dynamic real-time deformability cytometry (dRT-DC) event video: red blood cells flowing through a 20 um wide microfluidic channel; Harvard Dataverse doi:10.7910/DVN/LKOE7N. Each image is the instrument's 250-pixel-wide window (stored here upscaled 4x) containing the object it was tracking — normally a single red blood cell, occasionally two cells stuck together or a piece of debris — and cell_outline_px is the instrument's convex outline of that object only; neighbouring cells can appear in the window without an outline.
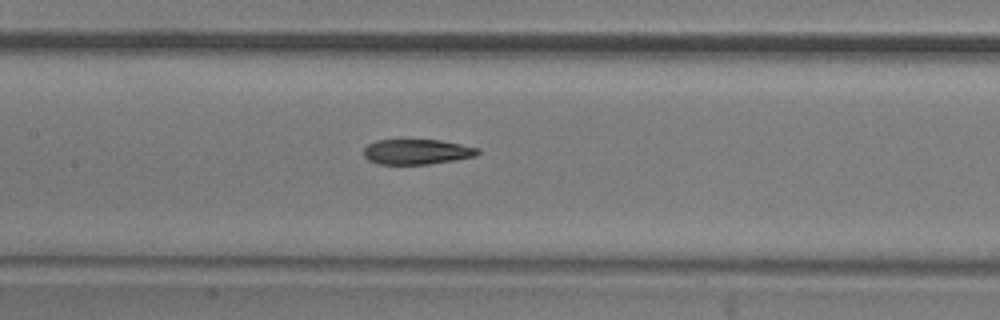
{"species": "common noctule bat (a hibernating species)", "species_latin": "Nyctalus noctula", "temperature_condition": "room temperature", "stored_images_in_passage": 8, "camera_frame_rate_fps": 3000, "um_per_image_px": 0.085, "animal": {"sex": "male", "body_mass_g": 20.5, "forearm_length_mm": 52.5}, "frame": {"image": 1, "passage_image": 8, "time_ms": 2.333, "image_size_px": [1000, 320], "cell_outline_px": [[480, 152], [476, 156], [456, 160], [428, 164], [380, 164], [368, 160], [364, 156], [364, 148], [368, 144], [376, 140], [440, 140], [480, 148]], "centroid_in_image_um": [35.45, 12.9], "position_along_channel_um": 172.0, "area_um2": 16.76}}